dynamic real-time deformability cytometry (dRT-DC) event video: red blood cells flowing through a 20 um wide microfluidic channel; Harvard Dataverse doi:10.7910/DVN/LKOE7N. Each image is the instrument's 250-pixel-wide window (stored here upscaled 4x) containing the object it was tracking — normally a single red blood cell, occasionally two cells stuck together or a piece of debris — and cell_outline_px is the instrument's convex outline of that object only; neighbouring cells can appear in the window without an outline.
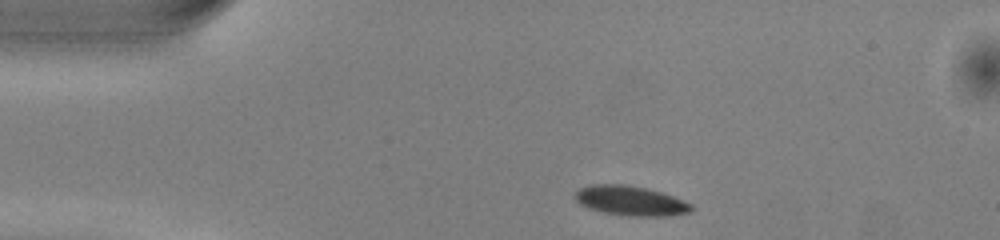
{"species": "common noctule bat (a hibernating species)", "species_latin": "Nyctalus noctula", "temperature_condition": "warm", "stored_images_in_passage": 42, "camera_frame_rate_fps": 3000, "um_per_image_px": 0.085, "animal": {"sex": "male", "body_mass_g": 13.0, "forearm_length_mm": 53.1}, "frame": {"image": 1, "passage_image": 1, "time_ms": 0.0, "image_size_px": [1000, 240], "cell_outline_px": [[692, 212], [664, 216], [636, 216], [604, 212], [588, 208], [580, 204], [576, 200], [576, 192], [580, 188], [592, 184], [624, 184], [644, 188], [660, 192], [672, 196], [692, 204]], "centroid_in_image_um": [53.59, 17.06], "position_along_channel_um": 31.4, "area_um2": 19.77}}
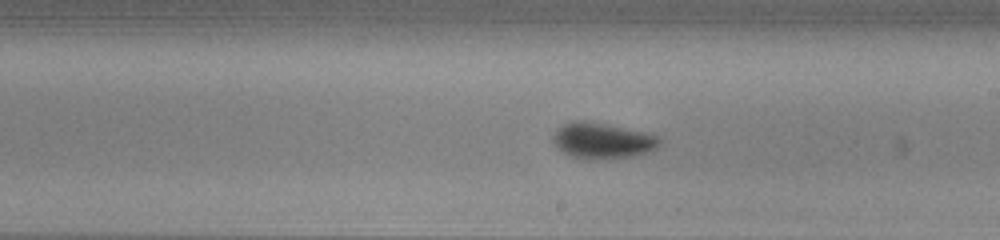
{"frame": {"image": 2, "passage_image": 20, "time_ms": 6.333, "image_size_px": [1000, 240], "cell_outline_px": [[660, 144], [652, 152], [632, 156], [592, 160], [588, 160], [572, 156], [564, 152], [552, 140], [552, 136], [556, 128], [572, 120], [584, 120], [644, 132], [660, 136]], "centroid_in_image_um": [51.21, 11.96], "position_along_channel_um": 237.8, "area_um2": 22.25}}
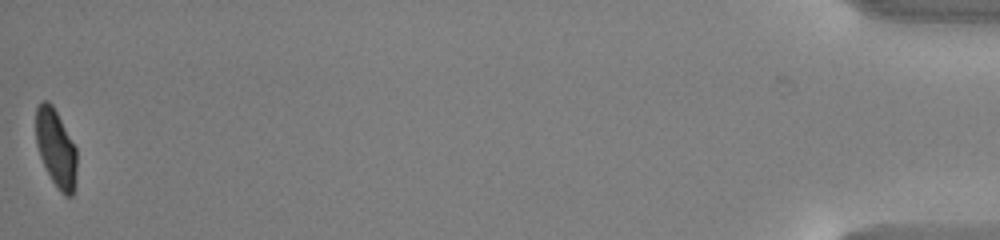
{"frame": {"image": 3, "passage_image": 42, "time_ms": 13.667, "image_size_px": [1000, 240], "cell_outline_px": [[76, 184], [72, 196], [64, 196], [60, 192], [52, 180], [40, 156], [36, 144], [36, 108], [40, 100], [48, 100], [52, 104], [76, 148]], "centroid_in_image_um": [4.75, 12.6], "position_along_channel_um": 430.4, "area_um2": 18.5}, "authors_computed_cell_mechanics": {"area_um2": 20.519, "velocity_mm_per_s": 4.0274, "shape_relaxation_time_tau1_ms": 2.5878, "shape_relaxation_time_tau2_ms": null, "deformation_change_tau1": 0.1316, "deformation_change_tau2": null}}